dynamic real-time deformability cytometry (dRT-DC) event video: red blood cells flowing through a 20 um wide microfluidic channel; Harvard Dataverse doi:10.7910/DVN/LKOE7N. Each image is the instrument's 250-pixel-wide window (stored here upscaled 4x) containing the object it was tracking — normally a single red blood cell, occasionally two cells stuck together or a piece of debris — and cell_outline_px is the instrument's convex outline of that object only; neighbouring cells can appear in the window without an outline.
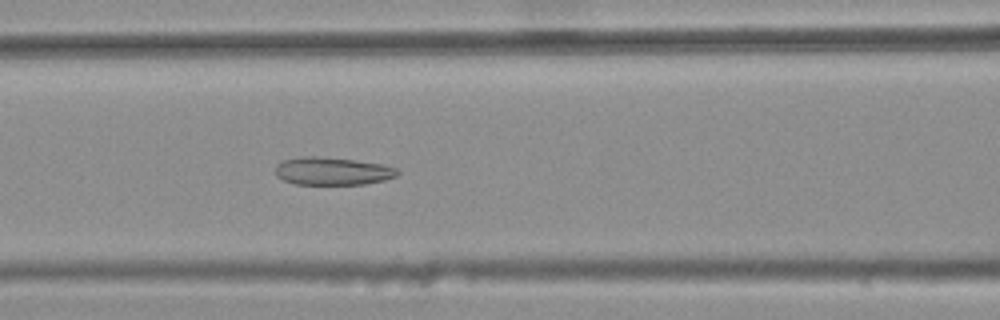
{"species": "common noctule bat (a hibernating species)", "species_latin": "Nyctalus noctula", "temperature_condition": "warm", "stored_images_in_passage": 46, "camera_frame_rate_fps": 3000, "um_per_image_px": 0.085, "animal": {"sex": "female", "body_mass_g": 25.1}, "frame": {"image": 1, "passage_image": 23, "time_ms": 7.333, "image_size_px": [1000, 320], "cell_outline_px": [[400, 172], [396, 176], [384, 180], [364, 184], [296, 184], [284, 180], [276, 176], [276, 164], [280, 160], [300, 156], [320, 156], [356, 160], [384, 164], [396, 168]], "centroid_in_image_um": [28.24, 14.53], "position_along_channel_um": 138.4, "area_um2": 20.0}}
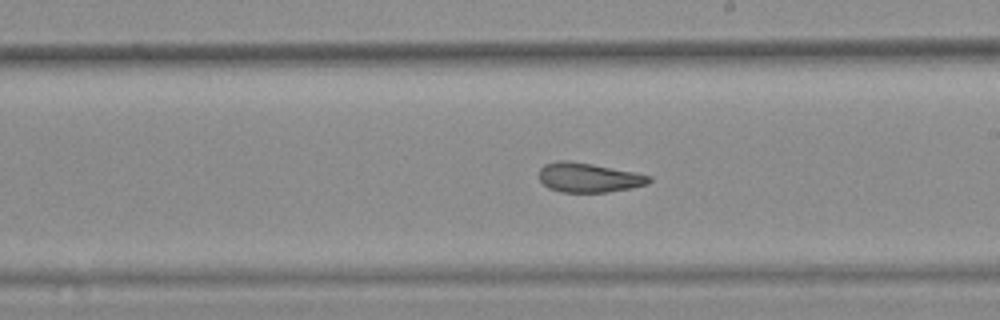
{"frame": {"image": 2, "passage_image": 31, "time_ms": 10.0, "image_size_px": [1000, 320], "cell_outline_px": [[652, 180], [648, 184], [608, 192], [560, 192], [548, 188], [540, 180], [540, 168], [544, 164], [556, 160], [568, 160], [592, 164], [652, 176]], "centroid_in_image_um": [50.0, 15.09], "position_along_channel_um": 239.0, "area_um2": 18.79}}
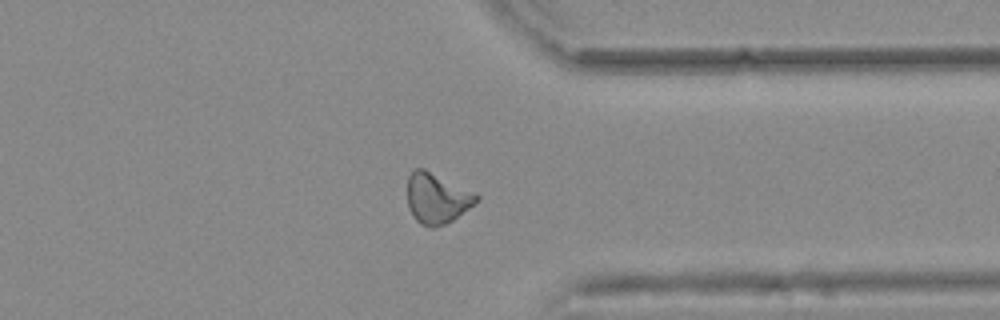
{"frame": {"image": 3, "passage_image": 42, "time_ms": 13.667, "image_size_px": [1000, 320], "cell_outline_px": [[480, 200], [452, 220], [444, 224], [432, 228], [428, 228], [420, 224], [416, 220], [408, 208], [408, 176], [416, 168], [424, 168], [480, 196]], "centroid_in_image_um": [37.11, 16.87], "position_along_channel_um": 374.3, "area_um2": 20.06}, "authors_computed_cell_mechanics": {"area_um2": 20.0277, "velocity_mm_per_s": 3.786, "shape_relaxation_time_tau1_ms": null, "shape_relaxation_time_tau2_ms": 2.1497, "deformation_change_tau1": null, "deformation_change_tau2": 0.1032}}